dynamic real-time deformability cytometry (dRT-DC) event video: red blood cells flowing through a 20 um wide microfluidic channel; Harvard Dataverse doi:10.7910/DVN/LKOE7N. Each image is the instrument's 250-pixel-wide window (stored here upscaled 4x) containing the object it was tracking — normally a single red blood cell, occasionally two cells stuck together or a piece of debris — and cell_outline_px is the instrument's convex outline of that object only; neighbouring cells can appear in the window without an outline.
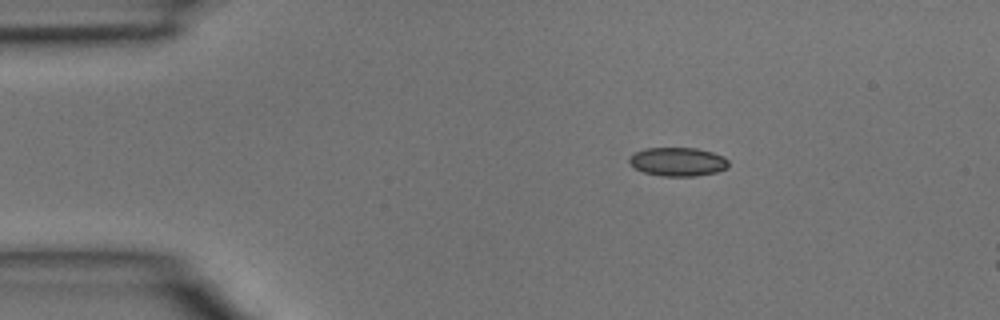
{"species": "common noctule bat (a hibernating species)", "species_latin": "Nyctalus noctula", "temperature_condition": "room temperature", "stored_images_in_passage": 3, "camera_frame_rate_fps": 3000, "um_per_image_px": 0.085, "animal": {"sex": "male", "body_mass_g": 15.6}, "frame": {"image": 1, "passage_image": 2, "time_ms": 0.333, "image_size_px": [1000, 320], "cell_outline_px": [[728, 168], [716, 172], [696, 176], [660, 176], [644, 172], [636, 168], [628, 160], [628, 156], [644, 148], [696, 148], [712, 152], [724, 156], [728, 160]], "centroid_in_image_um": [57.62, 13.74], "position_along_channel_um": 27.4, "area_um2": 16.65}}